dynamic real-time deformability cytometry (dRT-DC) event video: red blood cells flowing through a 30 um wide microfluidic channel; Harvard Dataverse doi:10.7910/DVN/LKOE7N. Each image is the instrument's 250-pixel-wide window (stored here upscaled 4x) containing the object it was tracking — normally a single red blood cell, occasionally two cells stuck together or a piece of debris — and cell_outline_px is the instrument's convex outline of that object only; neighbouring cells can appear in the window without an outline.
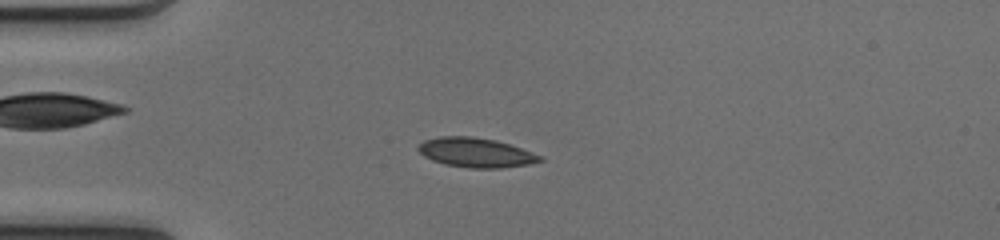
{"species": "common noctule bat (a hibernating species)", "species_latin": "Nyctalus noctula", "temperature_condition": "cold", "stored_images_in_passage": 50, "camera_frame_rate_fps": 3000, "um_per_image_px": 0.085, "animal": {"sex": "female", "body_mass_g": 17.0, "forearm_length_mm": 48.0}, "frame": {"image": 1, "passage_image": 13, "time_ms": 4.0, "image_size_px": [1000, 240], "cell_outline_px": [[544, 160], [528, 164], [500, 168], [468, 168], [444, 164], [432, 160], [424, 156], [416, 148], [424, 140], [440, 136], [472, 136], [496, 140], [544, 156]], "centroid_in_image_um": [40.44, 12.97], "position_along_channel_um": 44.6, "area_um2": 20.92}}
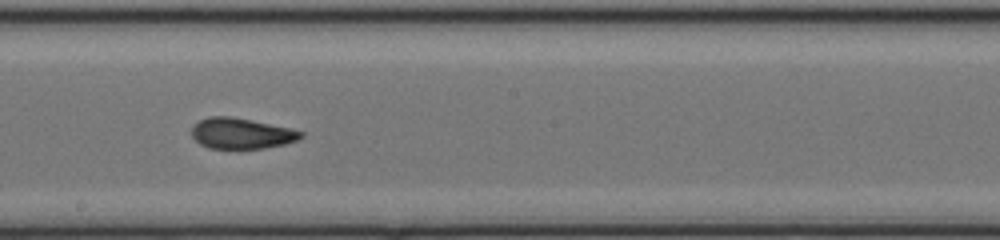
{"frame": {"image": 2, "passage_image": 28, "time_ms": 9.0, "image_size_px": [1000, 240], "cell_outline_px": [[304, 136], [296, 140], [284, 144], [264, 148], [208, 148], [200, 144], [192, 136], [192, 124], [208, 116], [232, 116], [292, 128], [304, 132]], "centroid_in_image_um": [20.51, 11.32], "position_along_channel_um": 227.7, "area_um2": 19.65}}
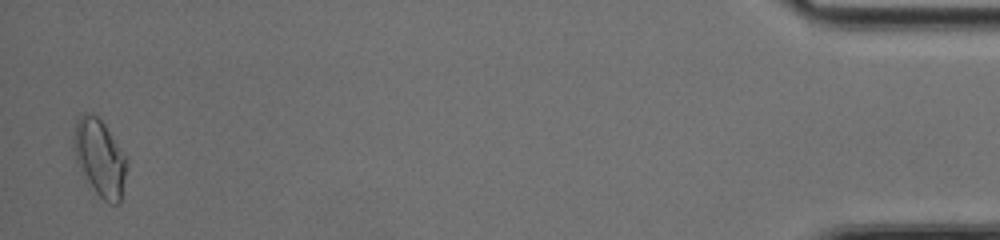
{"frame": {"image": 3, "passage_image": 49, "time_ms": 16.0, "image_size_px": [1000, 240], "cell_outline_px": [[128, 160], [120, 204], [108, 204], [96, 192], [80, 172], [76, 160], [76, 124], [80, 112], [88, 112], [96, 116], [104, 124]], "centroid_in_image_um": [8.51, 13.45], "position_along_channel_um": 426.7, "area_um2": 23.18}, "authors_computed_cell_mechanics": {"area_um2": 19.941, "velocity_mm_per_s": 4.1199, "shape_relaxation_time_tau1_ms": 8.3789, "shape_relaxation_time_tau2_ms": 1.3399, "deformation_change_tau1": 0.2041, "deformation_change_tau2": 0.0566}}